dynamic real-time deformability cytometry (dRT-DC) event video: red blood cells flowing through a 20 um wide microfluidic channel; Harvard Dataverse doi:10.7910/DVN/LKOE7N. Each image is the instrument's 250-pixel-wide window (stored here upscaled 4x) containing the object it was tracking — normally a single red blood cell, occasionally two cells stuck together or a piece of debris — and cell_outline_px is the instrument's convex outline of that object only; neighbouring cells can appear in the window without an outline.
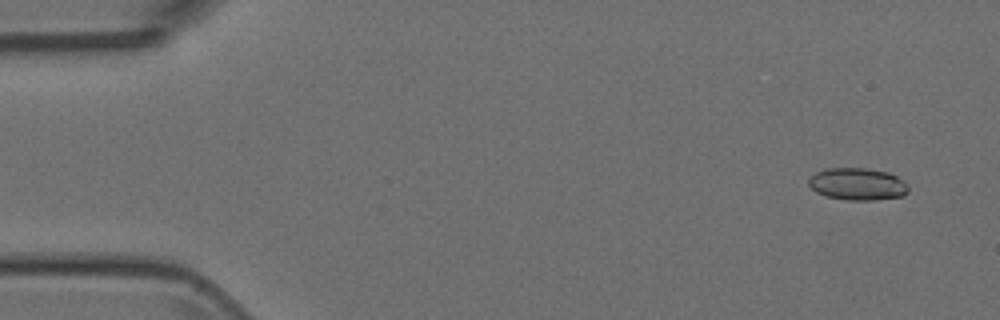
{"species": "Egyptian fruit bat (a non-hibernating species)", "species_latin": "Rousettus aegyptiacus", "temperature_condition": "room temperature", "stored_images_in_passage": 6, "camera_frame_rate_fps": 3000, "um_per_image_px": 0.085, "animal": {"sex": "female"}, "frame": {"image": 1, "passage_image": 2, "time_ms": 0.333, "image_size_px": [1000, 320], "cell_outline_px": [[908, 192], [904, 196], [876, 200], [848, 200], [824, 196], [816, 192], [808, 184], [808, 180], [816, 172], [828, 168], [864, 168], [888, 172], [904, 180], [908, 184]], "centroid_in_image_um": [72.91, 15.65], "position_along_channel_um": 12.1, "area_um2": 18.84}}
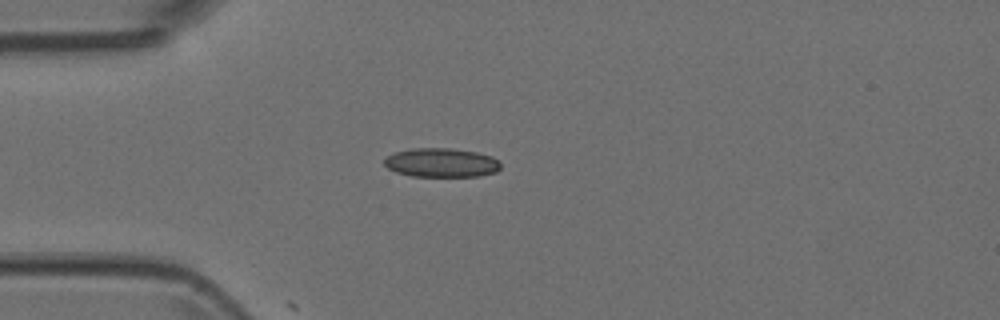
{"frame": {"image": 2, "passage_image": 5, "time_ms": 1.333, "image_size_px": [1000, 320], "cell_outline_px": [[500, 168], [496, 172], [480, 176], [412, 176], [396, 172], [388, 168], [384, 164], [384, 156], [396, 152], [412, 148], [448, 148], [476, 152], [492, 156], [500, 164]], "centroid_in_image_um": [37.49, 13.82], "position_along_channel_um": 47.5, "area_um2": 19.65}}